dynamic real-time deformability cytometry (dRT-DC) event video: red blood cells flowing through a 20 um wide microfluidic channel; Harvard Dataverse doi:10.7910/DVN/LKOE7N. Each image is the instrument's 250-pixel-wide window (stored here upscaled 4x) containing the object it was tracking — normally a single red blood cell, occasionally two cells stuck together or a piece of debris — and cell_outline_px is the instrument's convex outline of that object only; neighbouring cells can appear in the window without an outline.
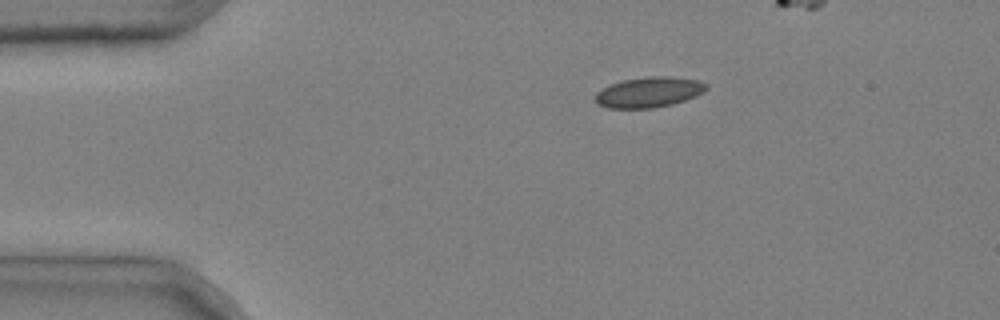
{"species": "common noctule bat (a hibernating species)", "species_latin": "Nyctalus noctula", "temperature_condition": "cold", "stored_images_in_passage": 7, "camera_frame_rate_fps": 3000, "um_per_image_px": 0.085, "animal": {"sex": "male", "body_mass_g": 20.4}, "frame": {"image": 1, "passage_image": 7, "time_ms": 2.0, "image_size_px": [1000, 320], "cell_outline_px": [[708, 88], [704, 92], [696, 96], [672, 104], [652, 108], [608, 108], [596, 104], [596, 92], [612, 84], [624, 80], [652, 76], [668, 76], [696, 80], [708, 84]], "centroid_in_image_um": [55.18, 7.84], "position_along_channel_um": 29.8, "area_um2": 19.48}}